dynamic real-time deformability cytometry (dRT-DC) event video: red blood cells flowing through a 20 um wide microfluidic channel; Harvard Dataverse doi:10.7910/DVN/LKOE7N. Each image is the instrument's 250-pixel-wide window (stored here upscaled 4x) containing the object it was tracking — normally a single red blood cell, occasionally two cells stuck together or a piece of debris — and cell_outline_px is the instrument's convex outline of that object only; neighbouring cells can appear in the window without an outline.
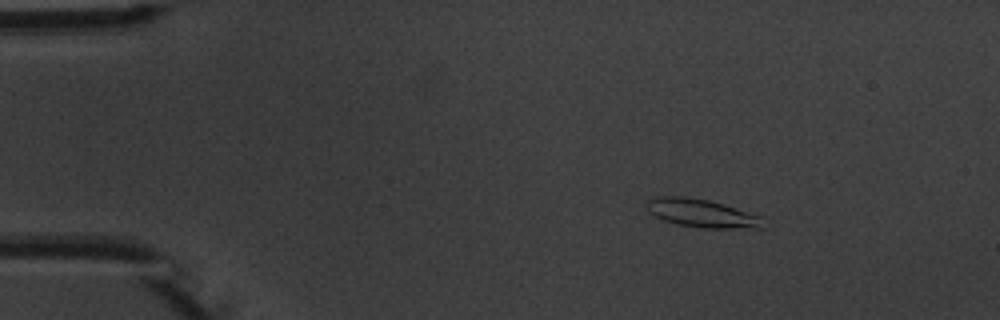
{"species": "common noctule bat (a hibernating species)", "species_latin": "Nyctalus noctula", "temperature_condition": "warm", "stored_images_in_passage": 5, "camera_frame_rate_fps": 3000, "um_per_image_px": 0.085, "animal": {"sex": "male", "body_mass_g": 20.1, "forearm_length_mm": 53.5}, "frame": {"image": 1, "passage_image": 2, "time_ms": 1.333, "image_size_px": [1000, 320], "cell_outline_px": [[764, 228], [700, 228], [680, 224], [664, 220], [648, 212], [644, 204], [648, 200], [656, 196], [684, 196], [708, 200], [724, 204], [760, 216]], "centroid_in_image_um": [59.6, 18.11], "position_along_channel_um": 25.4, "area_um2": 19.07}}